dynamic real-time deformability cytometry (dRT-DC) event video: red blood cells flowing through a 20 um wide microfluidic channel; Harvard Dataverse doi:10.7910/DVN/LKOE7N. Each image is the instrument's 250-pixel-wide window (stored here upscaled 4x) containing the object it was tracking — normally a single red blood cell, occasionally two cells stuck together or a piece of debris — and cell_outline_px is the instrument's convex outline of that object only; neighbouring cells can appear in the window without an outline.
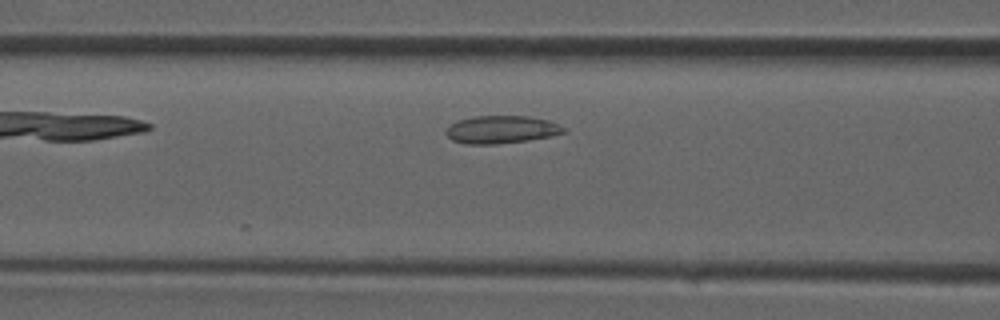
{"species": "common noctule bat (a hibernating species)", "species_latin": "Nyctalus noctula", "temperature_condition": "room temperature", "stored_images_in_passage": 20, "camera_frame_rate_fps": 3000, "um_per_image_px": 0.085, "animal": {"sex": "male", "forearm_length_mm": 52.5}, "frame": {"image": 1, "passage_image": 5, "time_ms": 1.333, "image_size_px": [1000, 320], "cell_outline_px": [[564, 132], [548, 136], [528, 140], [496, 144], [464, 144], [452, 140], [444, 132], [456, 120], [472, 116], [528, 116], [548, 120], [564, 128]], "centroid_in_image_um": [42.55, 11.01], "position_along_channel_um": 124.1, "area_um2": 18.84}}
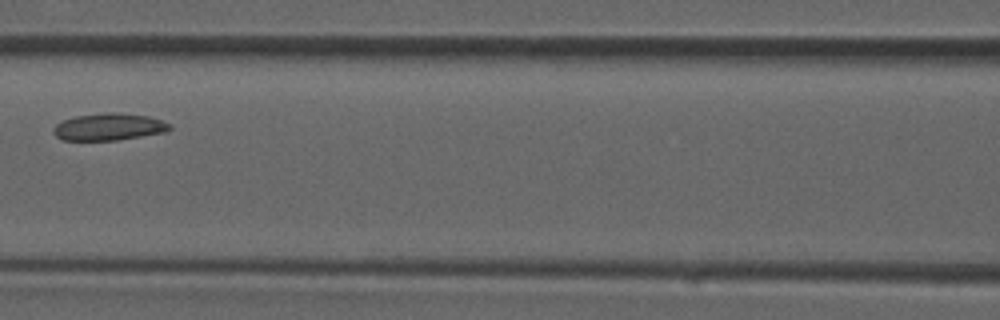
{"frame": {"image": 2, "passage_image": 7, "time_ms": 2.0, "image_size_px": [1000, 320], "cell_outline_px": [[172, 128], [164, 132], [116, 140], [60, 140], [52, 132], [52, 128], [56, 124], [64, 120], [76, 116], [104, 112], [112, 112], [148, 116], [172, 124]], "centroid_in_image_um": [9.22, 10.78], "position_along_channel_um": 157.4, "area_um2": 18.26}}
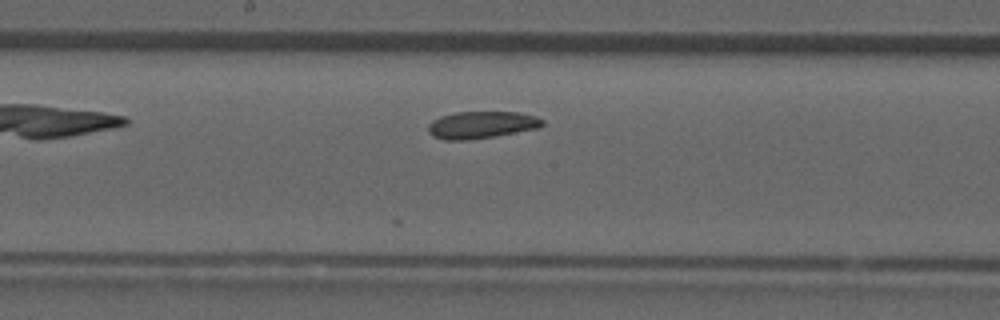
{"frame": {"image": 3, "passage_image": 10, "time_ms": 3.0, "image_size_px": [1000, 320], "cell_outline_px": [[544, 124], [540, 128], [492, 136], [464, 140], [444, 140], [432, 136], [428, 132], [428, 124], [432, 120], [440, 116], [456, 112], [520, 112], [536, 116], [544, 120]], "centroid_in_image_um": [40.92, 10.6], "position_along_channel_um": 207.3, "area_um2": 18.09}}